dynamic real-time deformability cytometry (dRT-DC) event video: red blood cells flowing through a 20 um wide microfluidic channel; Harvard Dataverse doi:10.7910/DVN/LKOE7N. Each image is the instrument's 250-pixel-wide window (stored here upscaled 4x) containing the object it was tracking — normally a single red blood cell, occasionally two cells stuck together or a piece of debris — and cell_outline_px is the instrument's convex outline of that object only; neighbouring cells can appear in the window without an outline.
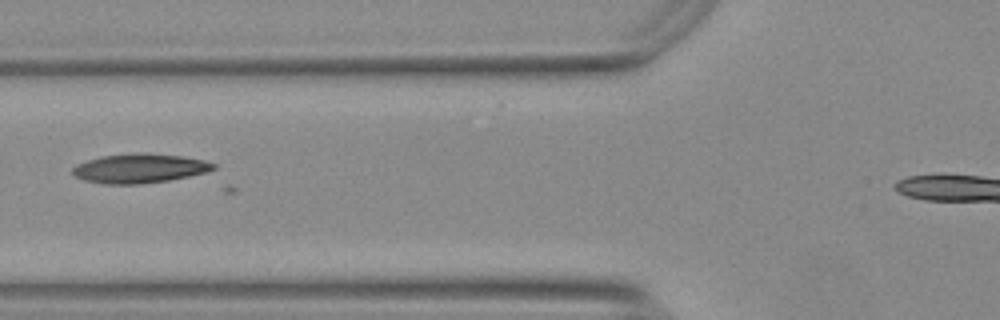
{"species": "Egyptian fruit bat (a non-hibernating species)", "species_latin": "Rousettus aegyptiacus", "temperature_condition": "warm", "stored_images_in_passage": 10, "camera_frame_rate_fps": 3000, "um_per_image_px": 0.085, "animal": {"sex": "female"}, "frame": {"image": 1, "passage_image": 6, "time_ms": 1.667, "image_size_px": [1000, 320], "cell_outline_px": [[216, 168], [204, 172], [188, 176], [168, 180], [140, 184], [104, 184], [84, 180], [72, 176], [72, 168], [76, 164], [100, 156], [136, 152], [148, 152], [184, 156], [204, 160], [216, 164]], "centroid_in_image_um": [11.83, 14.29], "position_along_channel_um": 114.0, "area_um2": 24.28}}